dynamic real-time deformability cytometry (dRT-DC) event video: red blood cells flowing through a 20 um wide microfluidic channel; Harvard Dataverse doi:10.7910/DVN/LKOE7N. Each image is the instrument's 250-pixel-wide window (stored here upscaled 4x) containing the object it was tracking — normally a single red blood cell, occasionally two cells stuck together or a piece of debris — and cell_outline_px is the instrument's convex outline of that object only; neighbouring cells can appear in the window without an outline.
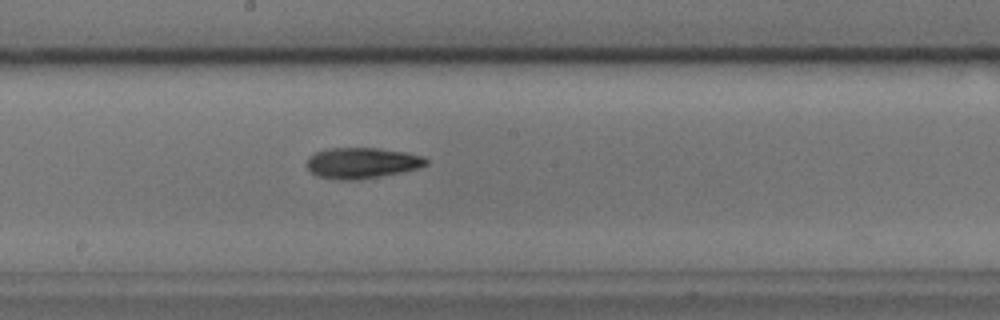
{"species": "common noctule bat (a hibernating species)", "species_latin": "Nyctalus noctula", "temperature_condition": "cold", "stored_images_in_passage": 34, "camera_frame_rate_fps": 3000, "um_per_image_px": 0.085, "animal": {"sex": "male", "body_mass_g": 17.9, "forearm_length_mm": 54.2}, "frame": {"image": 1, "passage_image": 16, "time_ms": 5.0, "image_size_px": [1000, 320], "cell_outline_px": [[428, 164], [420, 168], [400, 172], [356, 180], [340, 180], [316, 176], [308, 168], [308, 156], [316, 152], [328, 148], [376, 148], [404, 152], [424, 156], [428, 160]], "centroid_in_image_um": [30.77, 13.85], "position_along_channel_um": 217.4, "area_um2": 21.33}}
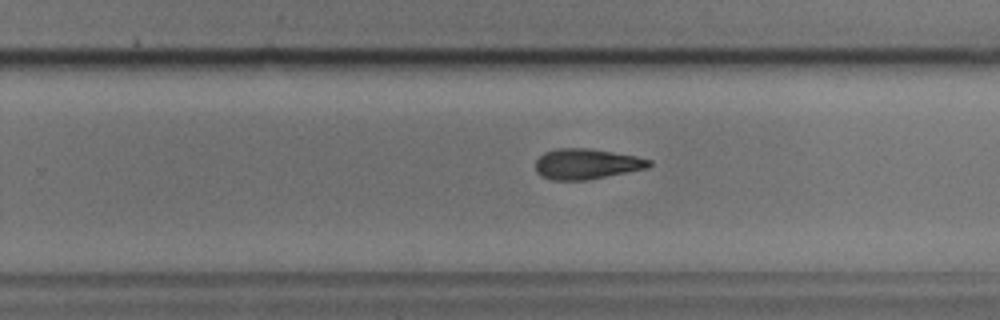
{"frame": {"image": 2, "passage_image": 21, "time_ms": 6.667, "image_size_px": [1000, 320], "cell_outline_px": [[652, 164], [648, 168], [588, 180], [552, 180], [540, 176], [536, 172], [536, 160], [544, 152], [552, 148], [588, 148], [636, 156], [652, 160]], "centroid_in_image_um": [49.84, 13.93], "position_along_channel_um": 280.0, "area_um2": 20.35}}
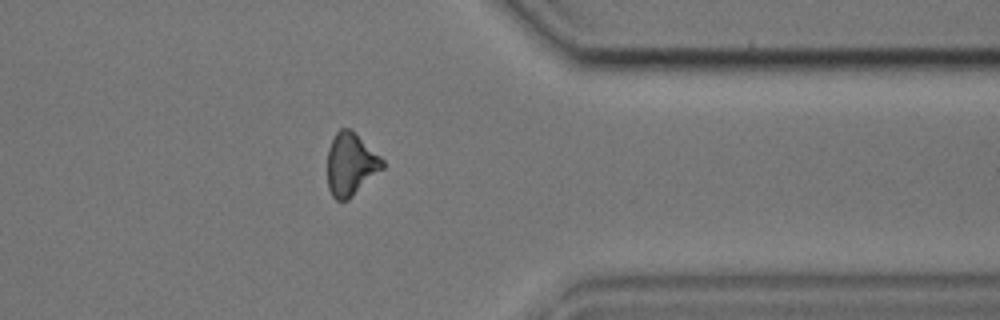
{"frame": {"image": 3, "passage_image": 30, "time_ms": 9.667, "image_size_px": [1000, 320], "cell_outline_px": [[384, 168], [348, 200], [336, 200], [332, 196], [328, 188], [328, 148], [336, 132], [340, 128], [348, 128], [380, 156], [384, 160]], "centroid_in_image_um": [29.8, 13.99], "position_along_channel_um": 381.6, "area_um2": 19.83}, "authors_computed_cell_mechanics": {"area_um2": 20.6924, "velocity_mm_per_s": 3.7683, "shape_relaxation_time_tau1_ms": 3.8212, "shape_relaxation_time_tau2_ms": 5.1701, "deformation_change_tau1": 0.1468, "deformation_change_tau2": 0.1532}}